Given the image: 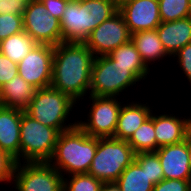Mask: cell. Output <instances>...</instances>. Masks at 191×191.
<instances>
[{"mask_svg": "<svg viewBox=\"0 0 191 191\" xmlns=\"http://www.w3.org/2000/svg\"><path fill=\"white\" fill-rule=\"evenodd\" d=\"M128 99L122 104L118 117L114 138L119 140H128L131 135L151 116L153 105L146 102L139 103ZM152 109V110H151Z\"/></svg>", "mask_w": 191, "mask_h": 191, "instance_id": "e0dca14e", "label": "cell"}, {"mask_svg": "<svg viewBox=\"0 0 191 191\" xmlns=\"http://www.w3.org/2000/svg\"><path fill=\"white\" fill-rule=\"evenodd\" d=\"M22 31L23 15L0 14V41Z\"/></svg>", "mask_w": 191, "mask_h": 191, "instance_id": "83f0119b", "label": "cell"}, {"mask_svg": "<svg viewBox=\"0 0 191 191\" xmlns=\"http://www.w3.org/2000/svg\"><path fill=\"white\" fill-rule=\"evenodd\" d=\"M68 1L69 0H44L42 3L51 16L61 20Z\"/></svg>", "mask_w": 191, "mask_h": 191, "instance_id": "836d02e7", "label": "cell"}, {"mask_svg": "<svg viewBox=\"0 0 191 191\" xmlns=\"http://www.w3.org/2000/svg\"><path fill=\"white\" fill-rule=\"evenodd\" d=\"M97 149V137L78 125L61 132L52 158L48 161L62 176L88 173ZM64 172V173H63Z\"/></svg>", "mask_w": 191, "mask_h": 191, "instance_id": "3957f363", "label": "cell"}, {"mask_svg": "<svg viewBox=\"0 0 191 191\" xmlns=\"http://www.w3.org/2000/svg\"><path fill=\"white\" fill-rule=\"evenodd\" d=\"M116 183L121 191H153L154 187L145 168H141L135 161L125 168Z\"/></svg>", "mask_w": 191, "mask_h": 191, "instance_id": "603a6c76", "label": "cell"}, {"mask_svg": "<svg viewBox=\"0 0 191 191\" xmlns=\"http://www.w3.org/2000/svg\"><path fill=\"white\" fill-rule=\"evenodd\" d=\"M18 75V64L0 53V88Z\"/></svg>", "mask_w": 191, "mask_h": 191, "instance_id": "4dcf8cb0", "label": "cell"}, {"mask_svg": "<svg viewBox=\"0 0 191 191\" xmlns=\"http://www.w3.org/2000/svg\"><path fill=\"white\" fill-rule=\"evenodd\" d=\"M153 191H188V180L163 179L154 185Z\"/></svg>", "mask_w": 191, "mask_h": 191, "instance_id": "1f68e13d", "label": "cell"}, {"mask_svg": "<svg viewBox=\"0 0 191 191\" xmlns=\"http://www.w3.org/2000/svg\"><path fill=\"white\" fill-rule=\"evenodd\" d=\"M131 41L148 68L149 64L152 65L155 61L159 62L166 57L171 59L164 49L156 29L133 33L131 34Z\"/></svg>", "mask_w": 191, "mask_h": 191, "instance_id": "ffe728a7", "label": "cell"}, {"mask_svg": "<svg viewBox=\"0 0 191 191\" xmlns=\"http://www.w3.org/2000/svg\"><path fill=\"white\" fill-rule=\"evenodd\" d=\"M12 184L17 191H63V176L49 162H18Z\"/></svg>", "mask_w": 191, "mask_h": 191, "instance_id": "9c48e42d", "label": "cell"}, {"mask_svg": "<svg viewBox=\"0 0 191 191\" xmlns=\"http://www.w3.org/2000/svg\"><path fill=\"white\" fill-rule=\"evenodd\" d=\"M36 44L26 31H22L0 41V53L18 64Z\"/></svg>", "mask_w": 191, "mask_h": 191, "instance_id": "7402d4cb", "label": "cell"}, {"mask_svg": "<svg viewBox=\"0 0 191 191\" xmlns=\"http://www.w3.org/2000/svg\"><path fill=\"white\" fill-rule=\"evenodd\" d=\"M188 138L191 140V118H190L189 124H188Z\"/></svg>", "mask_w": 191, "mask_h": 191, "instance_id": "74e56055", "label": "cell"}, {"mask_svg": "<svg viewBox=\"0 0 191 191\" xmlns=\"http://www.w3.org/2000/svg\"><path fill=\"white\" fill-rule=\"evenodd\" d=\"M114 61H117V65L122 67H130V70L143 82L147 79L151 73L152 68H148L139 52L135 48L134 44L130 40L129 42L119 46L108 54Z\"/></svg>", "mask_w": 191, "mask_h": 191, "instance_id": "44dd1931", "label": "cell"}, {"mask_svg": "<svg viewBox=\"0 0 191 191\" xmlns=\"http://www.w3.org/2000/svg\"><path fill=\"white\" fill-rule=\"evenodd\" d=\"M140 81L130 67L117 65V61L109 55L97 56L91 70L89 95L119 97L124 91L127 92L132 87H136V84L139 85Z\"/></svg>", "mask_w": 191, "mask_h": 191, "instance_id": "52a82bcc", "label": "cell"}, {"mask_svg": "<svg viewBox=\"0 0 191 191\" xmlns=\"http://www.w3.org/2000/svg\"><path fill=\"white\" fill-rule=\"evenodd\" d=\"M88 97V101H92L89 103V114L83 121L77 120V125L90 136L113 137L124 101H120L118 97Z\"/></svg>", "mask_w": 191, "mask_h": 191, "instance_id": "ba28073f", "label": "cell"}, {"mask_svg": "<svg viewBox=\"0 0 191 191\" xmlns=\"http://www.w3.org/2000/svg\"><path fill=\"white\" fill-rule=\"evenodd\" d=\"M157 155L161 163L164 179L189 180L188 138L180 143L159 147Z\"/></svg>", "mask_w": 191, "mask_h": 191, "instance_id": "5bb4252c", "label": "cell"}, {"mask_svg": "<svg viewBox=\"0 0 191 191\" xmlns=\"http://www.w3.org/2000/svg\"><path fill=\"white\" fill-rule=\"evenodd\" d=\"M118 11L131 34L154 30L161 23L158 0H130L118 7Z\"/></svg>", "mask_w": 191, "mask_h": 191, "instance_id": "4fadbf2b", "label": "cell"}, {"mask_svg": "<svg viewBox=\"0 0 191 191\" xmlns=\"http://www.w3.org/2000/svg\"><path fill=\"white\" fill-rule=\"evenodd\" d=\"M31 2H43L44 0H30Z\"/></svg>", "mask_w": 191, "mask_h": 191, "instance_id": "ab89813d", "label": "cell"}, {"mask_svg": "<svg viewBox=\"0 0 191 191\" xmlns=\"http://www.w3.org/2000/svg\"><path fill=\"white\" fill-rule=\"evenodd\" d=\"M188 191H191V177L188 180Z\"/></svg>", "mask_w": 191, "mask_h": 191, "instance_id": "f35d334b", "label": "cell"}, {"mask_svg": "<svg viewBox=\"0 0 191 191\" xmlns=\"http://www.w3.org/2000/svg\"><path fill=\"white\" fill-rule=\"evenodd\" d=\"M127 143L133 148L135 154L157 150L153 111L151 116L131 135Z\"/></svg>", "mask_w": 191, "mask_h": 191, "instance_id": "cb8c5ba5", "label": "cell"}, {"mask_svg": "<svg viewBox=\"0 0 191 191\" xmlns=\"http://www.w3.org/2000/svg\"><path fill=\"white\" fill-rule=\"evenodd\" d=\"M16 161L6 152L0 150V183L13 182V172Z\"/></svg>", "mask_w": 191, "mask_h": 191, "instance_id": "f546056e", "label": "cell"}, {"mask_svg": "<svg viewBox=\"0 0 191 191\" xmlns=\"http://www.w3.org/2000/svg\"><path fill=\"white\" fill-rule=\"evenodd\" d=\"M24 31L37 44L56 46L62 43L60 20L51 16L42 2H29L23 14Z\"/></svg>", "mask_w": 191, "mask_h": 191, "instance_id": "8fae6325", "label": "cell"}, {"mask_svg": "<svg viewBox=\"0 0 191 191\" xmlns=\"http://www.w3.org/2000/svg\"><path fill=\"white\" fill-rule=\"evenodd\" d=\"M26 5L25 0H0V14L23 15Z\"/></svg>", "mask_w": 191, "mask_h": 191, "instance_id": "d6a6232c", "label": "cell"}, {"mask_svg": "<svg viewBox=\"0 0 191 191\" xmlns=\"http://www.w3.org/2000/svg\"><path fill=\"white\" fill-rule=\"evenodd\" d=\"M65 177H63V191H100L103 184L102 181L89 173Z\"/></svg>", "mask_w": 191, "mask_h": 191, "instance_id": "484cf974", "label": "cell"}, {"mask_svg": "<svg viewBox=\"0 0 191 191\" xmlns=\"http://www.w3.org/2000/svg\"><path fill=\"white\" fill-rule=\"evenodd\" d=\"M117 11L113 0L68 1L60 20L62 42H84L98 25Z\"/></svg>", "mask_w": 191, "mask_h": 191, "instance_id": "7a4b0ae2", "label": "cell"}, {"mask_svg": "<svg viewBox=\"0 0 191 191\" xmlns=\"http://www.w3.org/2000/svg\"><path fill=\"white\" fill-rule=\"evenodd\" d=\"M36 90L18 74L0 88V105L25 111Z\"/></svg>", "mask_w": 191, "mask_h": 191, "instance_id": "d6986e66", "label": "cell"}, {"mask_svg": "<svg viewBox=\"0 0 191 191\" xmlns=\"http://www.w3.org/2000/svg\"><path fill=\"white\" fill-rule=\"evenodd\" d=\"M134 161L141 168H145L146 175L154 185L164 179L163 170L156 151L136 154Z\"/></svg>", "mask_w": 191, "mask_h": 191, "instance_id": "4316f807", "label": "cell"}, {"mask_svg": "<svg viewBox=\"0 0 191 191\" xmlns=\"http://www.w3.org/2000/svg\"><path fill=\"white\" fill-rule=\"evenodd\" d=\"M100 191H121L116 182H103Z\"/></svg>", "mask_w": 191, "mask_h": 191, "instance_id": "e575fe53", "label": "cell"}, {"mask_svg": "<svg viewBox=\"0 0 191 191\" xmlns=\"http://www.w3.org/2000/svg\"><path fill=\"white\" fill-rule=\"evenodd\" d=\"M177 58L176 65L180 67L182 72V76L185 75V78L189 81V85H191V43L185 45L182 49H180L174 56ZM178 62V63H177Z\"/></svg>", "mask_w": 191, "mask_h": 191, "instance_id": "f1b7e54d", "label": "cell"}, {"mask_svg": "<svg viewBox=\"0 0 191 191\" xmlns=\"http://www.w3.org/2000/svg\"><path fill=\"white\" fill-rule=\"evenodd\" d=\"M188 154H189V168H190V171H191V140L188 138Z\"/></svg>", "mask_w": 191, "mask_h": 191, "instance_id": "d590c367", "label": "cell"}, {"mask_svg": "<svg viewBox=\"0 0 191 191\" xmlns=\"http://www.w3.org/2000/svg\"><path fill=\"white\" fill-rule=\"evenodd\" d=\"M163 113L159 115L154 113L157 149L162 146L180 143L188 138V124L191 116L179 117V114L176 116L173 112L169 114V112L165 113L163 111Z\"/></svg>", "mask_w": 191, "mask_h": 191, "instance_id": "2e32d148", "label": "cell"}, {"mask_svg": "<svg viewBox=\"0 0 191 191\" xmlns=\"http://www.w3.org/2000/svg\"><path fill=\"white\" fill-rule=\"evenodd\" d=\"M161 22L175 21L191 16L189 0H158Z\"/></svg>", "mask_w": 191, "mask_h": 191, "instance_id": "d4e9b609", "label": "cell"}, {"mask_svg": "<svg viewBox=\"0 0 191 191\" xmlns=\"http://www.w3.org/2000/svg\"><path fill=\"white\" fill-rule=\"evenodd\" d=\"M22 110L0 105V150L20 162V125Z\"/></svg>", "mask_w": 191, "mask_h": 191, "instance_id": "9a60e30c", "label": "cell"}, {"mask_svg": "<svg viewBox=\"0 0 191 191\" xmlns=\"http://www.w3.org/2000/svg\"><path fill=\"white\" fill-rule=\"evenodd\" d=\"M94 59L84 42H62L54 46L51 87L77 103L80 99L87 100Z\"/></svg>", "mask_w": 191, "mask_h": 191, "instance_id": "6da1fadb", "label": "cell"}, {"mask_svg": "<svg viewBox=\"0 0 191 191\" xmlns=\"http://www.w3.org/2000/svg\"><path fill=\"white\" fill-rule=\"evenodd\" d=\"M135 155L127 140L97 137V149L88 173L102 182H116Z\"/></svg>", "mask_w": 191, "mask_h": 191, "instance_id": "5b68a950", "label": "cell"}, {"mask_svg": "<svg viewBox=\"0 0 191 191\" xmlns=\"http://www.w3.org/2000/svg\"><path fill=\"white\" fill-rule=\"evenodd\" d=\"M131 33L122 14L117 11L98 25L84 41L95 57L105 56L129 42Z\"/></svg>", "mask_w": 191, "mask_h": 191, "instance_id": "30bf717a", "label": "cell"}, {"mask_svg": "<svg viewBox=\"0 0 191 191\" xmlns=\"http://www.w3.org/2000/svg\"><path fill=\"white\" fill-rule=\"evenodd\" d=\"M60 131L43 125L22 112L20 125V162H48L54 153Z\"/></svg>", "mask_w": 191, "mask_h": 191, "instance_id": "8992f818", "label": "cell"}, {"mask_svg": "<svg viewBox=\"0 0 191 191\" xmlns=\"http://www.w3.org/2000/svg\"><path fill=\"white\" fill-rule=\"evenodd\" d=\"M53 56L54 46L36 44L18 63V74L36 89L50 87Z\"/></svg>", "mask_w": 191, "mask_h": 191, "instance_id": "7c38bea8", "label": "cell"}, {"mask_svg": "<svg viewBox=\"0 0 191 191\" xmlns=\"http://www.w3.org/2000/svg\"><path fill=\"white\" fill-rule=\"evenodd\" d=\"M156 30L164 49L172 58L185 45L191 43V16L175 21L161 22Z\"/></svg>", "mask_w": 191, "mask_h": 191, "instance_id": "ac0fdd59", "label": "cell"}, {"mask_svg": "<svg viewBox=\"0 0 191 191\" xmlns=\"http://www.w3.org/2000/svg\"><path fill=\"white\" fill-rule=\"evenodd\" d=\"M113 1L117 7H120L122 4H124L130 0H113Z\"/></svg>", "mask_w": 191, "mask_h": 191, "instance_id": "8d00e7d4", "label": "cell"}, {"mask_svg": "<svg viewBox=\"0 0 191 191\" xmlns=\"http://www.w3.org/2000/svg\"><path fill=\"white\" fill-rule=\"evenodd\" d=\"M76 104L69 95L50 86L36 90L25 112L43 125L64 132L77 126L76 120L74 123H68Z\"/></svg>", "mask_w": 191, "mask_h": 191, "instance_id": "277c9868", "label": "cell"}]
</instances>
